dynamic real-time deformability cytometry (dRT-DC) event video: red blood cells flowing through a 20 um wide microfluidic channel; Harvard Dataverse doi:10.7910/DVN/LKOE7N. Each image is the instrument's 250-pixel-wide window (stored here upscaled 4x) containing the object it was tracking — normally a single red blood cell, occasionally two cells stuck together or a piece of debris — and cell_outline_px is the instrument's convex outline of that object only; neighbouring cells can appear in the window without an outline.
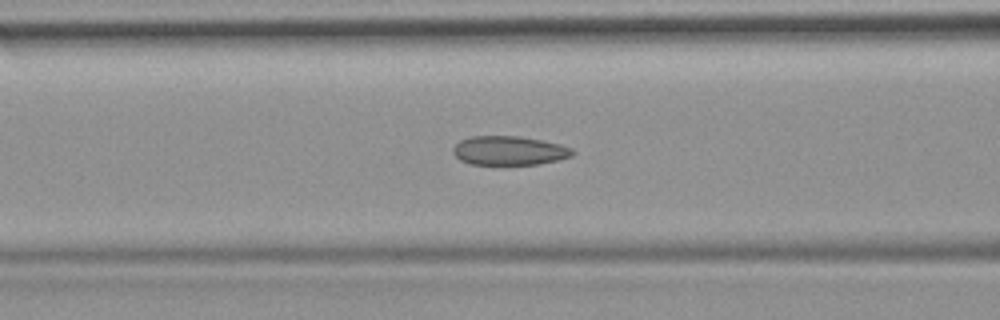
{"species": "common noctule bat (a hibernating species)", "species_latin": "Nyctalus noctula", "temperature_condition": "room temperature", "stored_images_in_passage": 45, "camera_frame_rate_fps": 3000, "um_per_image_px": 0.085, "animal": {"sex": "female", "body_mass_g": 19.9}, "frame": {"image": 1, "passage_image": 14, "time_ms": 4.333, "image_size_px": [1000, 320], "cell_outline_px": [[576, 152], [572, 156], [560, 160], [536, 164], [468, 164], [460, 160], [452, 152], [452, 148], [460, 140], [472, 136], [520, 136], [560, 144], [572, 148]], "centroid_in_image_um": [43.29, 12.8], "position_along_channel_um": 123.3, "area_um2": 20.29}, "authors_computed_cell_mechanics": {"area_um2": 20.6346, "velocity_mm_per_s": 3.8781, "shape_relaxation_time_tau1_ms": null, "shape_relaxation_time_tau2_ms": 2.1264, "deformation_change_tau1": null, "deformation_change_tau2": 0.0765}}